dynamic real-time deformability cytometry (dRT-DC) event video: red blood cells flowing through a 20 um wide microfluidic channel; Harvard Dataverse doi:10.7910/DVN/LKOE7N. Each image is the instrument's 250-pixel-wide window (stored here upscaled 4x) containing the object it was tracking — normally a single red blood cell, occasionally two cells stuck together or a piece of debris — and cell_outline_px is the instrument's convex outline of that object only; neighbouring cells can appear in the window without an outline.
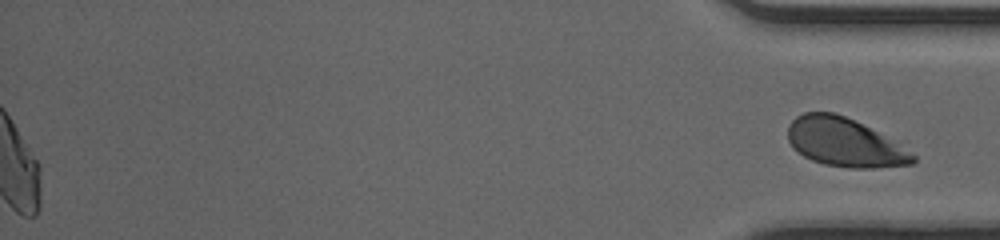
{"species": "human", "species_latin": "Homo sapiens", "temperature_condition": "cold", "stored_images_in_passage": 45, "segment_of_instrument_passage": [2, 2], "camera_frame_rate_fps": 3000, "um_per_image_px": 0.085, "donor": {"sex": "male"}, "frame": {"image": 1, "passage_image": 45, "time_ms": 14.667, "image_size_px": [1000, 240], "cell_outline_px": [[916, 160], [912, 164], [872, 168], [848, 168], [824, 164], [812, 160], [804, 156], [792, 148], [788, 140], [788, 124], [796, 116], [804, 112], [832, 112], [844, 116], [876, 132], [916, 156]], "centroid_in_image_um": [71.7, 12.11], "position_along_channel_um": 363.5, "area_um2": 34.74}}